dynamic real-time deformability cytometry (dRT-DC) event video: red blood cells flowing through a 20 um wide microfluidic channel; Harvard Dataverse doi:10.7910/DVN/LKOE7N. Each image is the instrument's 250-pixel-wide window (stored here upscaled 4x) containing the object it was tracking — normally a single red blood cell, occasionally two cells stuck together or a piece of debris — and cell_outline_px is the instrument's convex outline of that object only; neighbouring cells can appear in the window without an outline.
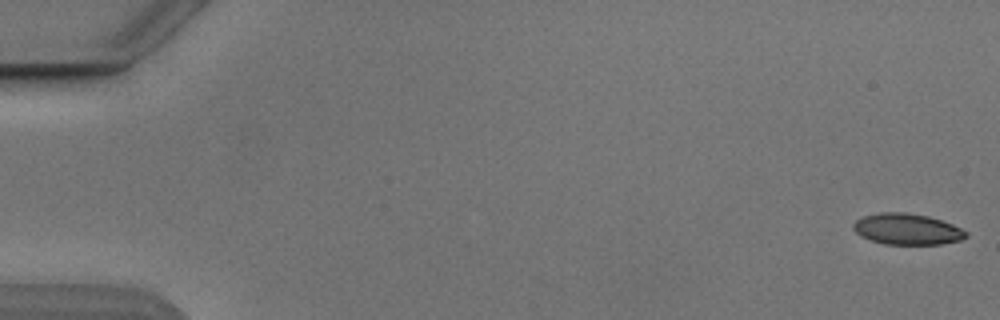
{"species": "Egyptian fruit bat (a non-hibernating species)", "species_latin": "Rousettus aegyptiacus", "temperature_condition": "cold", "stored_images_in_passage": 54, "camera_frame_rate_fps": 3000, "um_per_image_px": 0.085, "animal": {"sex": "male"}, "frame": {"image": 1, "passage_image": 1, "time_ms": 0.0, "image_size_px": [1000, 320], "cell_outline_px": [[968, 236], [960, 240], [940, 244], [884, 244], [860, 236], [852, 228], [852, 224], [856, 220], [864, 216], [880, 212], [904, 212], [928, 216], [952, 224], [968, 232]], "centroid_in_image_um": [77.09, 19.47], "position_along_channel_um": 7.9, "area_um2": 20.35}}
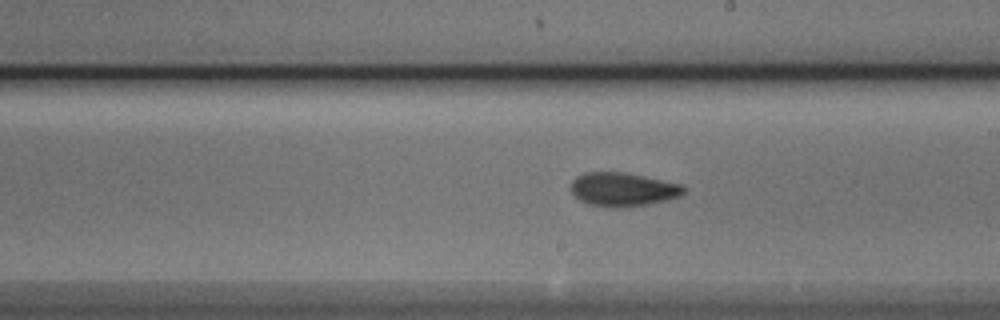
{"frame": {"image": 2, "passage_image": 31, "time_ms": 10.0, "image_size_px": [1000, 320], "cell_outline_px": [[684, 192], [680, 196], [668, 200], [648, 204], [624, 208], [608, 208], [588, 204], [580, 200], [572, 192], [572, 180], [576, 176], [584, 172], [624, 172], [684, 184]], "centroid_in_image_um": [52.96, 16.11], "position_along_channel_um": 236.0, "area_um2": 22.43}}
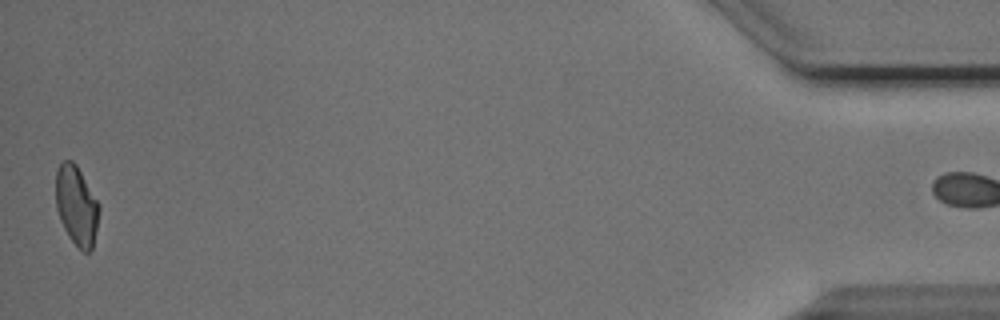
{"frame": {"image": 3, "passage_image": 53, "time_ms": 17.333, "image_size_px": [1000, 320], "cell_outline_px": [[100, 208], [92, 248], [88, 252], [84, 252], [68, 236], [60, 220], [56, 208], [56, 172], [60, 164], [64, 160], [72, 160], [76, 164], [100, 204]], "centroid_in_image_um": [6.5, 17.45], "position_along_channel_um": 428.7, "area_um2": 19.88}, "authors_computed_cell_mechanics": {"area_um2": 21.0392, "velocity_mm_per_s": 3.8659, "shape_relaxation_time_tau1_ms": 6.4352, "shape_relaxation_time_tau2_ms": 2.5132, "deformation_change_tau1": 0.1503, "deformation_change_tau2": 0.0848}}